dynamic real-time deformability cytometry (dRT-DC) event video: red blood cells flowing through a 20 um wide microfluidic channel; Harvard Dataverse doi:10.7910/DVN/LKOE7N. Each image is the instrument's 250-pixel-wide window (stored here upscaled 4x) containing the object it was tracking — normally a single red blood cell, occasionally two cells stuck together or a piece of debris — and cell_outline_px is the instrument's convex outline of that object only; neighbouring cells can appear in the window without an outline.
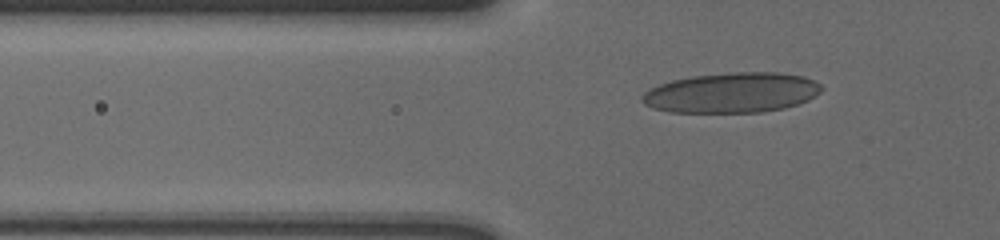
{"species": "human", "species_latin": "Homo sapiens", "temperature_condition": "cold", "stored_images_in_passage": 47, "camera_frame_rate_fps": 3000, "um_per_image_px": 0.085, "donor": {"sex": "male"}, "frame": {"image": 1, "passage_image": 10, "time_ms": 3.0, "image_size_px": [1000, 240], "cell_outline_px": [[824, 88], [820, 92], [808, 100], [784, 108], [760, 112], [668, 112], [652, 108], [644, 104], [640, 100], [640, 96], [644, 92], [660, 84], [672, 80], [692, 76], [732, 72], [776, 72], [804, 76], [820, 84]], "centroid_in_image_um": [62.18, 7.88], "position_along_channel_um": 63.6, "area_um2": 42.02}}
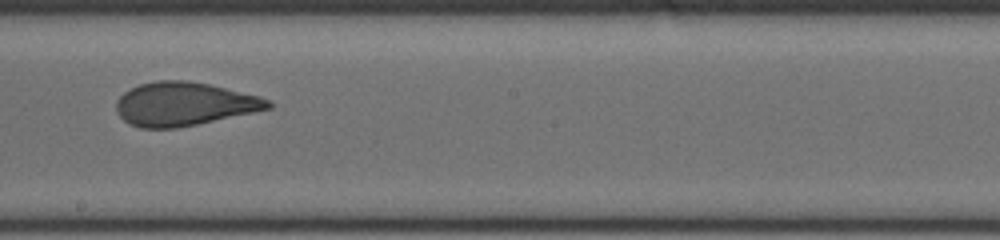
{"frame": {"image": 2, "passage_image": 25, "time_ms": 8.0, "image_size_px": [1000, 240], "cell_outline_px": [[272, 108], [196, 124], [176, 128], [140, 128], [128, 124], [120, 116], [116, 108], [116, 100], [124, 92], [140, 84], [156, 80], [188, 80], [208, 84], [260, 96], [272, 100]], "centroid_in_image_um": [15.64, 8.83], "position_along_channel_um": 232.6, "area_um2": 38.44}}
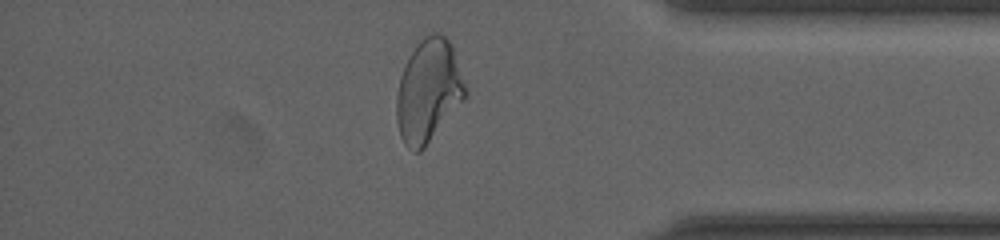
{"frame": {"image": 3, "passage_image": 40, "time_ms": 13.0, "image_size_px": [1000, 240], "cell_outline_px": [[468, 92], [464, 100], [424, 148], [420, 152], [412, 152], [404, 144], [400, 136], [396, 120], [396, 96], [400, 76], [416, 44], [424, 36], [432, 32], [440, 32], [452, 44]], "centroid_in_image_um": [36.42, 7.73], "position_along_channel_um": 398.8, "area_um2": 41.33}, "authors_computed_cell_mechanics": {"area_um2": 39.3618, "velocity_mm_per_s": 3.6237, "shape_relaxation_time_tau1_ms": null, "shape_relaxation_time_tau2_ms": 0.9326, "deformation_change_tau1": null, "deformation_change_tau2": 0.084}}